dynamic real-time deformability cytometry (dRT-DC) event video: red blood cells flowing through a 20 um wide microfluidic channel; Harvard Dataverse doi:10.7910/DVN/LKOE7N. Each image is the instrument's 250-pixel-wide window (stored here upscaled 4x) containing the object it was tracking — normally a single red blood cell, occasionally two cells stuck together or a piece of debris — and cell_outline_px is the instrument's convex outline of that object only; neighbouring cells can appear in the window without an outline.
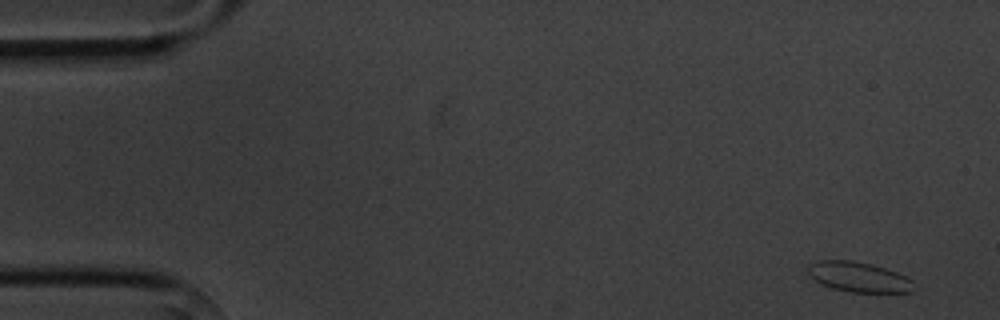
{"species": "common noctule bat (a hibernating species)", "species_latin": "Nyctalus noctula", "temperature_condition": "cold", "stored_images_in_passage": 6, "camera_frame_rate_fps": 3000, "um_per_image_px": 0.085, "animal": {"sex": "male", "body_mass_g": 20.1, "forearm_length_mm": 53.5}, "frame": {"image": 1, "passage_image": 1, "time_ms": 0.0, "image_size_px": [1000, 320], "cell_outline_px": [[912, 292], [852, 292], [832, 288], [816, 280], [808, 272], [808, 264], [820, 260], [852, 260], [872, 264], [896, 272], [912, 280]], "centroid_in_image_um": [72.98, 23.53], "position_along_channel_um": 12.0, "area_um2": 18.21}}
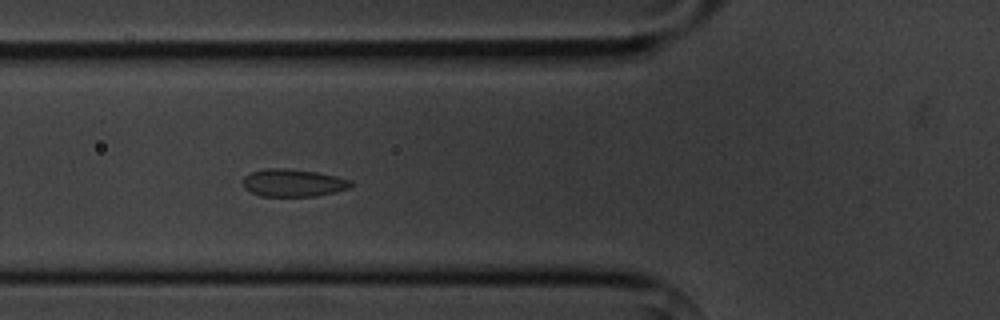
{"frame": {"image": 2, "passage_image": 5, "time_ms": 5.667, "image_size_px": [1000, 320], "cell_outline_px": [[352, 188], [316, 196], [260, 196], [244, 188], [244, 176], [252, 172], [268, 168], [284, 168], [316, 172], [336, 176], [352, 180]], "centroid_in_image_um": [24.95, 15.55], "position_along_channel_um": 100.8, "area_um2": 17.28}}
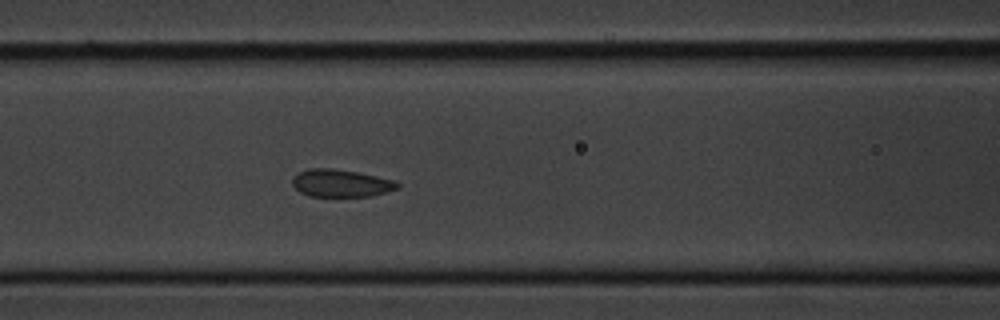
{"frame": {"image": 3, "passage_image": 6, "time_ms": 6.667, "image_size_px": [1000, 320], "cell_outline_px": [[400, 188], [372, 196], [308, 196], [300, 192], [292, 184], [292, 176], [296, 172], [308, 168], [332, 168], [356, 172], [396, 180], [400, 184]], "centroid_in_image_um": [28.96, 15.56], "position_along_channel_um": 137.6, "area_um2": 17.05}}